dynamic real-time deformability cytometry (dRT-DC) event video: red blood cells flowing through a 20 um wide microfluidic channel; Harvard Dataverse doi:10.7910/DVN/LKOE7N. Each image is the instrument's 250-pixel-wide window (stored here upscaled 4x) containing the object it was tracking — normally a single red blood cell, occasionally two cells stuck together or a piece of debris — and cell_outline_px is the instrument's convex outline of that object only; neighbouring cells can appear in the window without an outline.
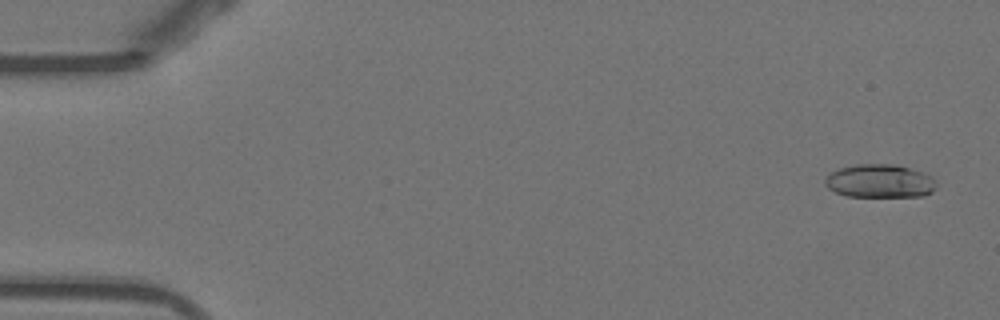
{"species": "Egyptian fruit bat (a non-hibernating species)", "species_latin": "Rousettus aegyptiacus", "temperature_condition": "warm", "stored_images_in_passage": 16, "camera_frame_rate_fps": 3000, "um_per_image_px": 0.085, "animal": {"sex": "female"}, "frame": {"image": 1, "passage_image": 3, "time_ms": 0.667, "image_size_px": [1000, 320], "cell_outline_px": [[936, 188], [932, 192], [924, 196], [848, 196], [836, 192], [828, 188], [824, 184], [824, 180], [832, 172], [840, 168], [856, 164], [896, 164], [924, 172], [932, 176], [936, 184]], "centroid_in_image_um": [74.81, 15.38], "position_along_channel_um": 10.2, "area_um2": 21.68}}
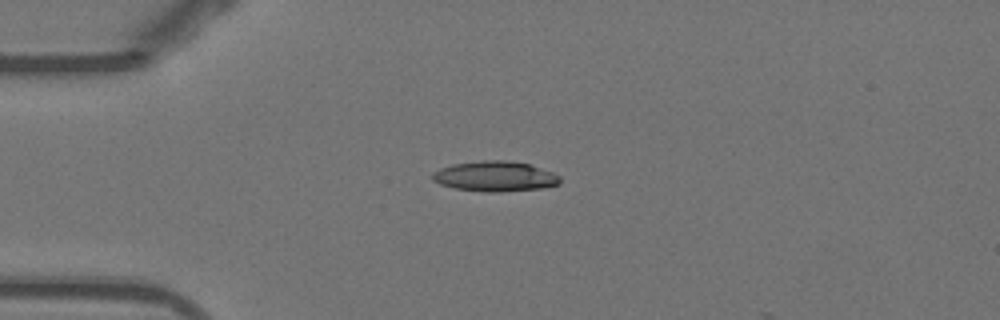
{"frame": {"image": 2, "passage_image": 14, "time_ms": 4.333, "image_size_px": [1000, 320], "cell_outline_px": [[560, 184], [544, 188], [496, 192], [484, 192], [456, 188], [440, 184], [432, 180], [432, 172], [440, 168], [452, 164], [484, 160], [504, 160], [528, 164], [552, 172], [560, 176]], "centroid_in_image_um": [42.07, 14.99], "position_along_channel_um": 42.9, "area_um2": 22.43}}